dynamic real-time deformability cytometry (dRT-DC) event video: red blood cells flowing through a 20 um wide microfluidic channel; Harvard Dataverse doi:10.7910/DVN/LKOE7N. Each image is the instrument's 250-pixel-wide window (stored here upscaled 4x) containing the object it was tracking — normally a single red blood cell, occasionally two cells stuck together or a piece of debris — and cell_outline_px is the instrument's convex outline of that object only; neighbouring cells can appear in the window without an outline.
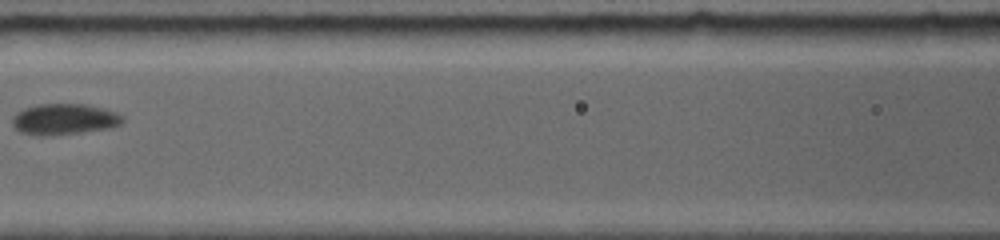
{"species": "common noctule bat (a hibernating species)", "species_latin": "Nyctalus noctula", "temperature_condition": "room temperature", "stored_images_in_passage": 13, "camera_frame_rate_fps": 5000, "um_per_image_px": 0.085, "animal": {"sex": "female", "body_mass_g": 19.0, "forearm_length_mm": 56.7}, "frame": {"image": 1, "passage_image": 9, "time_ms": 7.2, "image_size_px": [1000, 240], "cell_outline_px": [[124, 120], [120, 124], [112, 128], [48, 136], [36, 136], [20, 132], [12, 124], [12, 116], [16, 112], [24, 108], [36, 104], [88, 104], [104, 108], [116, 112], [124, 116]], "centroid_in_image_um": [5.45, 10.13], "position_along_channel_um": 161.1, "area_um2": 20.23}}
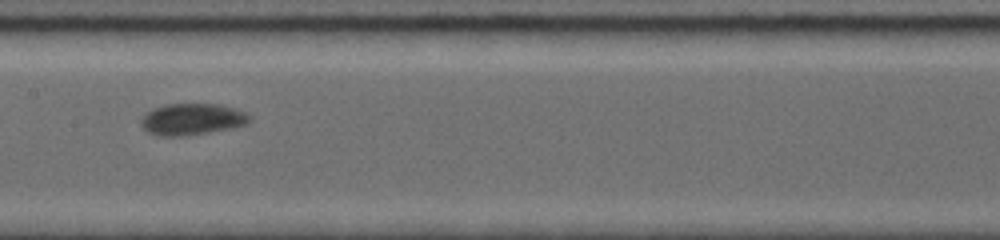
{"frame": {"image": 2, "passage_image": 10, "time_ms": 8.0, "image_size_px": [1000, 240], "cell_outline_px": [[252, 116], [248, 124], [232, 128], [188, 136], [160, 136], [148, 132], [140, 124], [140, 120], [152, 108], [164, 104], [216, 104], [232, 108], [244, 112]], "centroid_in_image_um": [16.32, 10.14], "position_along_channel_um": 191.1, "area_um2": 20.0}}